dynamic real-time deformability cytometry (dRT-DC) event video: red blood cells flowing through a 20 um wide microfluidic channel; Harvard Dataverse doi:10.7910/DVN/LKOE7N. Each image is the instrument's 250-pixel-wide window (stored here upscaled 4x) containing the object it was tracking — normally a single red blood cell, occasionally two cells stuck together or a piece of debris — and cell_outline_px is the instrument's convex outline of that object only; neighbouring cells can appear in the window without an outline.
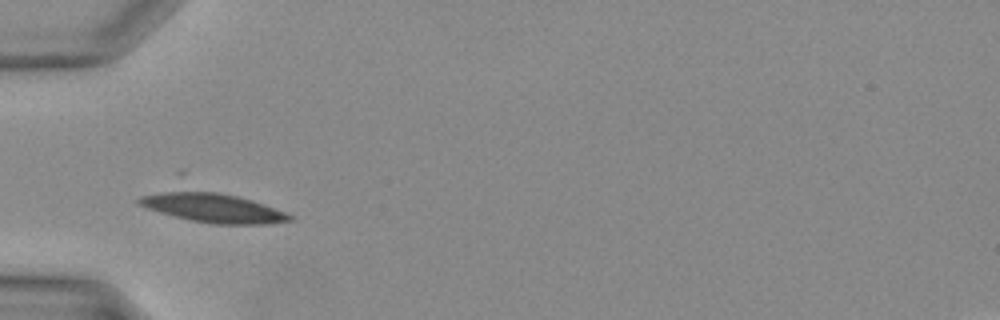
{"species": "Egyptian fruit bat (a non-hibernating species)", "species_latin": "Rousettus aegyptiacus", "temperature_condition": "warm", "stored_images_in_passage": 27, "camera_frame_rate_fps": 3000, "um_per_image_px": 0.085, "animal": {"sex": "female"}, "frame": {"image": 1, "passage_image": 1, "time_ms": 0.0, "image_size_px": [1000, 320], "cell_outline_px": [[292, 220], [264, 224], [216, 224], [188, 220], [160, 212], [148, 208], [140, 204], [136, 200], [144, 196], [176, 188], [184, 188], [216, 192], [236, 196], [252, 200], [264, 204], [284, 212], [292, 216]], "centroid_in_image_um": [18.05, 17.64], "position_along_channel_um": 67.0, "area_um2": 25.66}}
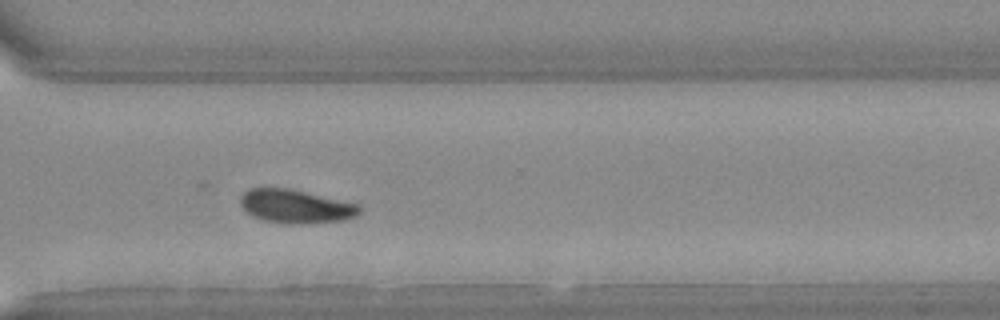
{"frame": {"image": 2, "passage_image": 17, "time_ms": 5.333, "image_size_px": [1000, 320], "cell_outline_px": [[364, 208], [356, 216], [344, 220], [300, 224], [288, 224], [264, 220], [252, 216], [240, 204], [240, 196], [248, 188], [288, 188], [360, 204]], "centroid_in_image_um": [25.16, 17.54], "position_along_channel_um": 345.4, "area_um2": 23.41}}
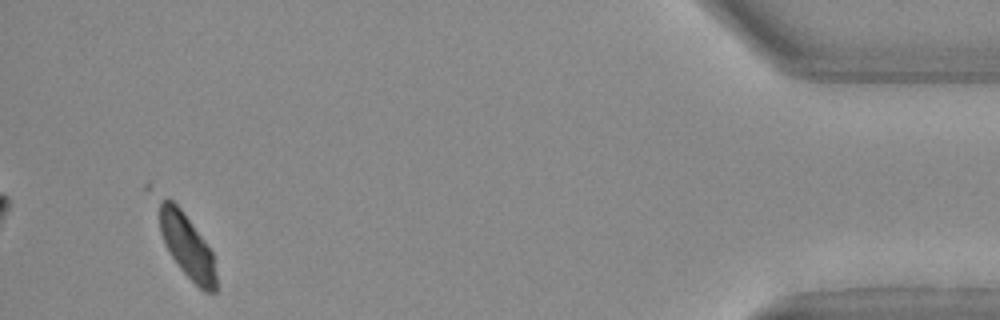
{"frame": {"image": 3, "passage_image": 25, "time_ms": 8.0, "image_size_px": [1000, 320], "cell_outline_px": [[216, 292], [204, 292], [180, 268], [172, 256], [160, 232], [160, 200], [168, 196], [184, 212], [212, 252], [216, 276]], "centroid_in_image_um": [15.91, 20.9], "position_along_channel_um": 419.3, "area_um2": 20.58}}